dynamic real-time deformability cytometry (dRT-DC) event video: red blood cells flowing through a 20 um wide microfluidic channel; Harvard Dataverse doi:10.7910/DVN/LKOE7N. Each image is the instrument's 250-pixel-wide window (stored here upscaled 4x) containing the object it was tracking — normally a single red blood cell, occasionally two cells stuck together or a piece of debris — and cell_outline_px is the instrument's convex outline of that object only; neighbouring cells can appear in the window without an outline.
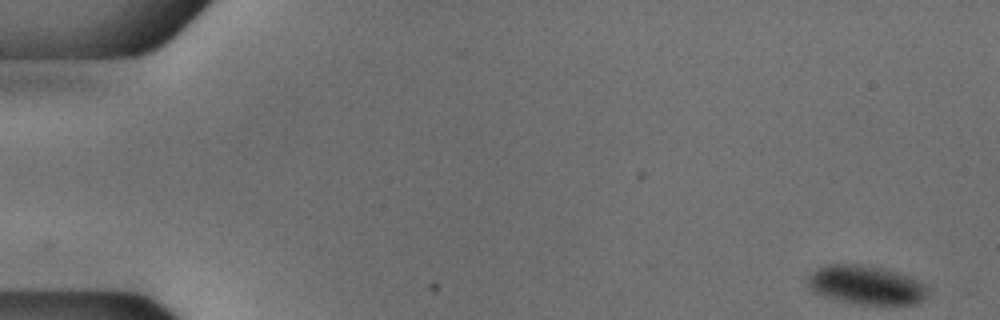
{"species": "common noctule bat (a hibernating species)", "species_latin": "Nyctalus noctula", "temperature_condition": "cold", "stored_images_in_passage": 53, "camera_frame_rate_fps": 3000, "um_per_image_px": 0.085, "animal": {"sex": "male", "body_mass_g": 18.8}, "frame": {"image": 1, "passage_image": 1, "time_ms": 0.0, "image_size_px": [1000, 320], "cell_outline_px": [[928, 292], [916, 304], [856, 304], [832, 300], [812, 292], [808, 288], [808, 276], [816, 268], [828, 264], [860, 264], [880, 268], [896, 272], [908, 276], [924, 284], [928, 288]], "centroid_in_image_um": [73.53, 24.23], "position_along_channel_um": 11.5, "area_um2": 27.28}}
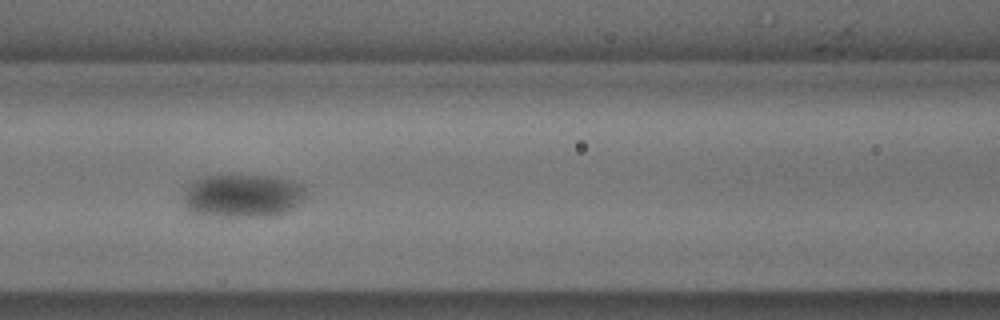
{"frame": {"image": 2, "passage_image": 23, "time_ms": 7.333, "image_size_px": [1000, 320], "cell_outline_px": [[308, 196], [292, 208], [284, 212], [272, 216], [196, 216], [188, 208], [184, 200], [184, 196], [192, 180], [216, 172], [232, 172], [268, 176], [288, 180], [304, 184]], "centroid_in_image_um": [20.61, 16.58], "position_along_channel_um": 146.0, "area_um2": 32.02}}
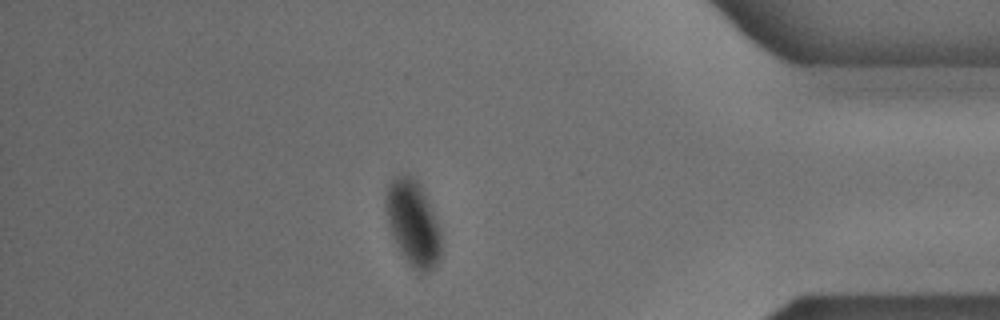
{"frame": {"image": 3, "passage_image": 46, "time_ms": 15.0, "image_size_px": [1000, 320], "cell_outline_px": [[440, 256], [436, 264], [428, 272], [420, 272], [412, 268], [396, 244], [388, 224], [384, 208], [384, 200], [388, 184], [396, 176], [412, 176], [420, 184], [432, 208], [440, 228]], "centroid_in_image_um": [35.09, 18.95], "position_along_channel_um": 400.1, "area_um2": 27.4}}